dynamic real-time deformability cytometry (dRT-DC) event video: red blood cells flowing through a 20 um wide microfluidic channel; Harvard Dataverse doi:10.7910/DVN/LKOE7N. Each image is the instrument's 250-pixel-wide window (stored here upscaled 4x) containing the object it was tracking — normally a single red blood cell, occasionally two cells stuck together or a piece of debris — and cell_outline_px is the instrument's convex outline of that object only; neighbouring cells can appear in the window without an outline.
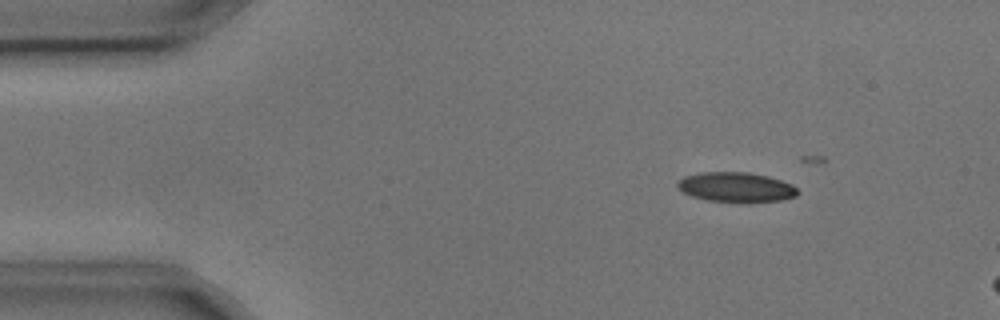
{"species": "common noctule bat (a hibernating species)", "species_latin": "Nyctalus noctula", "temperature_condition": "cold", "stored_images_in_passage": 5, "camera_frame_rate_fps": 3000, "um_per_image_px": 0.085, "animal": {"sex": "male", "body_mass_g": 17.9, "forearm_length_mm": 54.2}, "frame": {"image": 1, "passage_image": 2, "time_ms": 0.333, "image_size_px": [1000, 320], "cell_outline_px": [[800, 192], [796, 196], [780, 200], [748, 204], [744, 204], [708, 200], [692, 196], [684, 192], [676, 184], [684, 176], [700, 172], [748, 172], [768, 176], [792, 184]], "centroid_in_image_um": [62.61, 15.93], "position_along_channel_um": 22.4, "area_um2": 21.21}}